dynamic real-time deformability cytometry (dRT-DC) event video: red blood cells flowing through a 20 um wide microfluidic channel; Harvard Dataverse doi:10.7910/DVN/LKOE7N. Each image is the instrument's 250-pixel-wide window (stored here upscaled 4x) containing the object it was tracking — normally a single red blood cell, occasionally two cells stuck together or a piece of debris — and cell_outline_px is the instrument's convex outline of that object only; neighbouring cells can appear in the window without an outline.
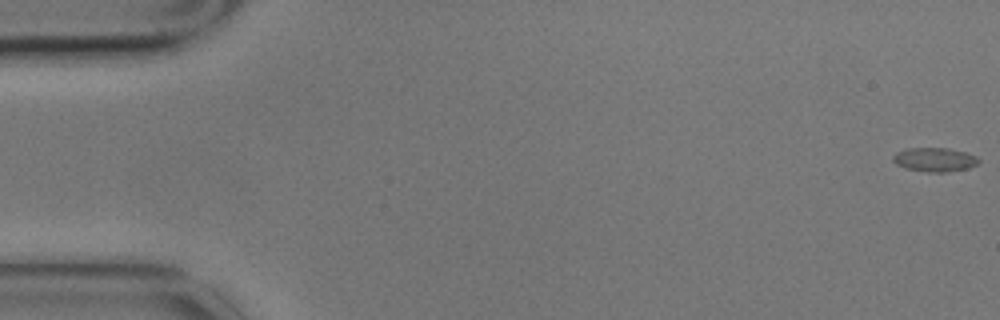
{"species": "common noctule bat (a hibernating species)", "species_latin": "Nyctalus noctula", "temperature_condition": "cold", "stored_images_in_passage": 5, "camera_frame_rate_fps": 3000, "um_per_image_px": 0.085, "animal": {"sex": "male", "body_mass_g": 17.9}, "frame": {"image": 1, "passage_image": 1, "time_ms": 0.0, "image_size_px": [1000, 320], "cell_outline_px": [[980, 160], [976, 164], [968, 168], [944, 172], [928, 172], [904, 168], [896, 164], [892, 160], [892, 156], [896, 152], [908, 148], [948, 148], [964, 152], [976, 156]], "centroid_in_image_um": [79.4, 13.56], "position_along_channel_um": 5.6, "area_um2": 11.91}}
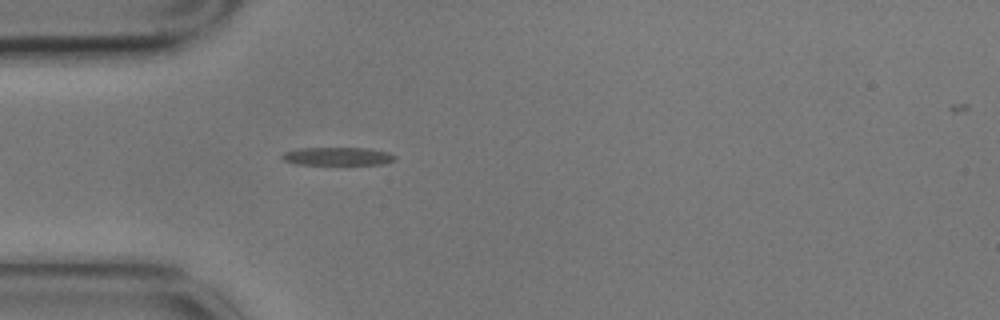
{"frame": {"image": 2, "passage_image": 5, "time_ms": 1.333, "image_size_px": [1000, 320], "cell_outline_px": [[396, 160], [380, 164], [296, 164], [284, 160], [280, 156], [284, 152], [300, 148], [364, 148], [388, 152], [396, 156]], "centroid_in_image_um": [28.69, 13.28], "position_along_channel_um": 56.3, "area_um2": 11.73}}